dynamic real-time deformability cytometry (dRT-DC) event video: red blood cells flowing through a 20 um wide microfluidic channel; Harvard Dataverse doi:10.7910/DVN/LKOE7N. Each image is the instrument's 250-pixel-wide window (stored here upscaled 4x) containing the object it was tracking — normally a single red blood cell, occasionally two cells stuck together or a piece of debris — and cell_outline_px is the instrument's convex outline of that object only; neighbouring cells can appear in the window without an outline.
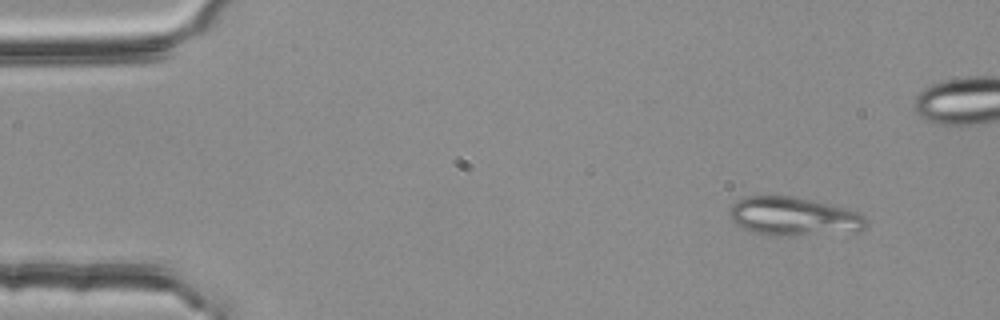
{"species": "common noctule bat (a hibernating species)", "species_latin": "Nyctalus noctula", "temperature_condition": "room temperature", "stored_images_in_passage": 4, "camera_frame_rate_fps": 3000, "um_per_image_px": 0.085, "animal": {"sex": "female", "body_mass_g": 25.1}, "frame": {"image": 1, "passage_image": 1, "time_ms": 0.0, "image_size_px": [1000, 320], "cell_outline_px": [[868, 224], [864, 228], [856, 232], [776, 236], [756, 232], [744, 228], [736, 224], [732, 220], [728, 212], [732, 204], [740, 196], [792, 196], [848, 208], [864, 216], [868, 220]], "centroid_in_image_um": [67.46, 18.39], "position_along_channel_um": 17.5, "area_um2": 30.81}}